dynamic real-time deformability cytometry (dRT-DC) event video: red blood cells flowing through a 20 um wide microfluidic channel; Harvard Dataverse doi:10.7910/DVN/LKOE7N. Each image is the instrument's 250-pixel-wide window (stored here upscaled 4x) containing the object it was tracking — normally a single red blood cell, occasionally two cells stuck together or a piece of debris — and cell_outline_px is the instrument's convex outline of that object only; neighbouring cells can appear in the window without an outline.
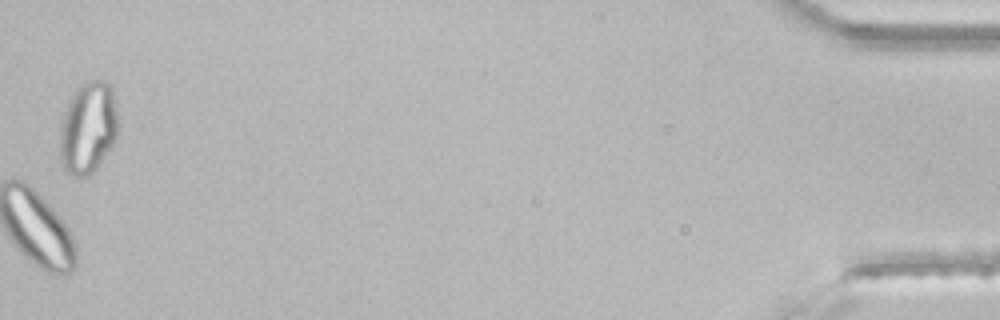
{"species": "common noctule bat (a hibernating species)", "species_latin": "Nyctalus noctula", "temperature_condition": "room temperature", "stored_images_in_passage": 46, "camera_frame_rate_fps": 3000, "um_per_image_px": 0.085, "animal": {"sex": "male", "body_mass_g": 21.5, "forearm_length_mm": 52.0}, "frame": {"image": 1, "passage_image": 46, "time_ms": 15.0, "image_size_px": [1000, 320], "cell_outline_px": [[116, 140], [96, 168], [88, 176], [76, 176], [68, 172], [64, 168], [60, 160], [60, 132], [64, 116], [68, 104], [76, 88], [84, 80], [108, 80], [112, 88], [116, 100]], "centroid_in_image_um": [7.5, 10.82], "position_along_channel_um": 427.7, "area_um2": 30.98}}